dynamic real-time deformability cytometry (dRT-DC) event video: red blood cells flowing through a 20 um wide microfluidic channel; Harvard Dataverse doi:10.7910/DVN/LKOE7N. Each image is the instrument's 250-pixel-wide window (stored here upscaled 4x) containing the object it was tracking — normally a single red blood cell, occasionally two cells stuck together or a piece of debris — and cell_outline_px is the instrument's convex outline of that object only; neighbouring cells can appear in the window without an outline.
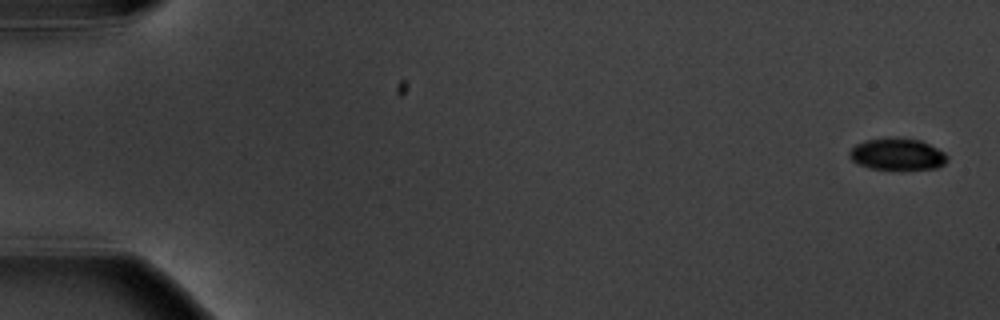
{"species": "common noctule bat (a hibernating species)", "species_latin": "Nyctalus noctula", "temperature_condition": "warm", "stored_images_in_passage": 5, "camera_frame_rate_fps": 3000, "um_per_image_px": 0.085, "animal": {"sex": "male", "body_mass_g": 20.1, "forearm_length_mm": 53.5}, "frame": {"image": 1, "passage_image": 1, "time_ms": 0.0, "image_size_px": [1000, 320], "cell_outline_px": [[948, 160], [944, 164], [936, 168], [868, 168], [852, 160], [848, 156], [848, 152], [856, 144], [868, 140], [920, 140], [944, 152], [948, 156]], "centroid_in_image_um": [76.27, 13.13], "position_along_channel_um": 8.7, "area_um2": 17.11}}